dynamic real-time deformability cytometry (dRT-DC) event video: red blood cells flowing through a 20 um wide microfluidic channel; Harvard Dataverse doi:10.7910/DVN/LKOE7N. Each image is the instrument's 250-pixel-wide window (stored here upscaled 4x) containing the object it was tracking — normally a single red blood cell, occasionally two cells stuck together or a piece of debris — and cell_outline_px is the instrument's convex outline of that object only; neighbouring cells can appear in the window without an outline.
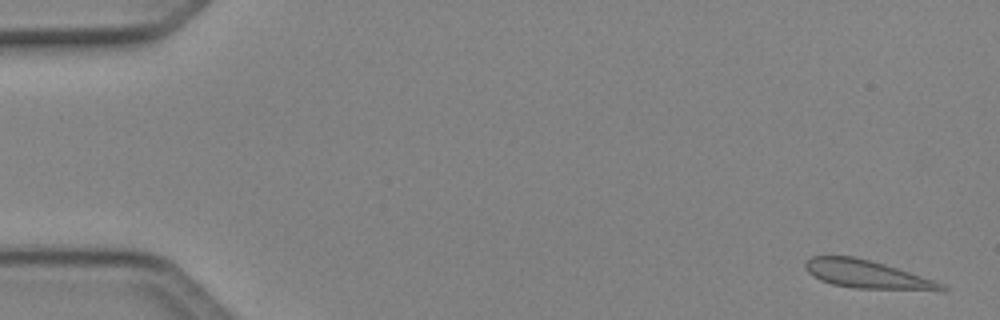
{"species": "Egyptian fruit bat (a non-hibernating species)", "species_latin": "Rousettus aegyptiacus", "temperature_condition": "cold", "stored_images_in_passage": 50, "camera_frame_rate_fps": 3000, "um_per_image_px": 0.085, "animal": {"sex": "female"}, "frame": {"image": 1, "passage_image": 2, "time_ms": 0.333, "image_size_px": [1000, 320], "cell_outline_px": [[948, 288], [944, 292], [940, 292], [852, 288], [832, 284], [820, 280], [812, 276], [804, 268], [804, 260], [812, 256], [852, 256], [884, 264], [944, 284]], "centroid_in_image_um": [73.71, 23.36], "position_along_channel_um": 11.3, "area_um2": 22.72}}
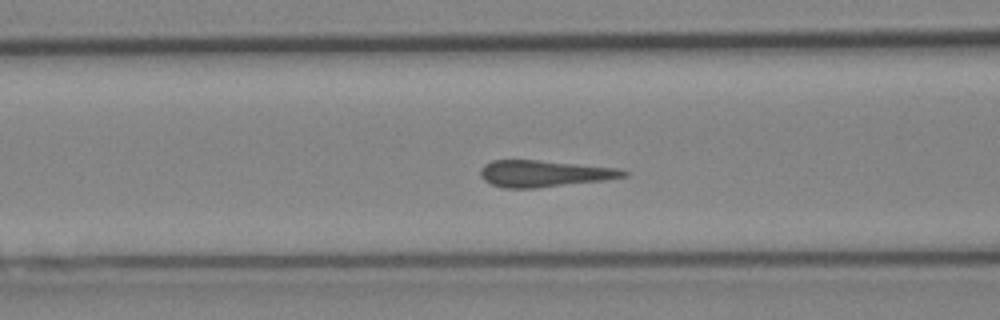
{"frame": {"image": 2, "passage_image": 20, "time_ms": 6.333, "image_size_px": [1000, 320], "cell_outline_px": [[628, 176], [604, 180], [536, 188], [504, 188], [492, 184], [484, 180], [480, 176], [480, 168], [484, 164], [492, 160], [536, 160], [620, 168], [628, 172]], "centroid_in_image_um": [46.24, 14.75], "position_along_channel_um": 120.4, "area_um2": 22.14}}
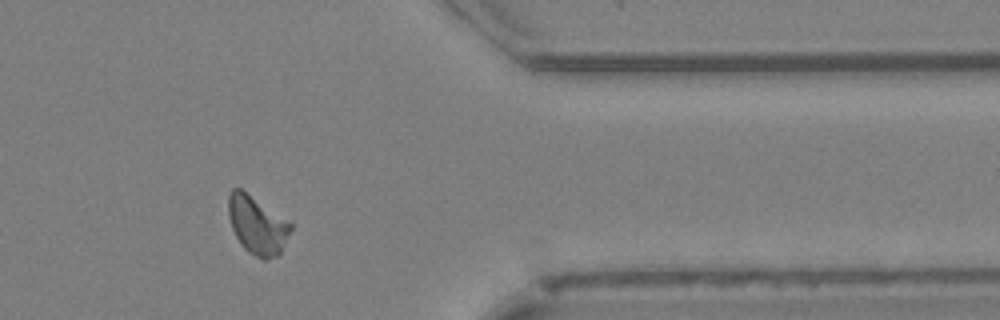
{"frame": {"image": 3, "passage_image": 41, "time_ms": 13.333, "image_size_px": [1000, 320], "cell_outline_px": [[292, 228], [280, 252], [276, 256], [268, 260], [264, 260], [248, 252], [240, 244], [232, 228], [228, 216], [228, 192], [232, 188], [240, 188], [292, 220]], "centroid_in_image_um": [21.88, 19.1], "position_along_channel_um": 389.5, "area_um2": 21.56}}